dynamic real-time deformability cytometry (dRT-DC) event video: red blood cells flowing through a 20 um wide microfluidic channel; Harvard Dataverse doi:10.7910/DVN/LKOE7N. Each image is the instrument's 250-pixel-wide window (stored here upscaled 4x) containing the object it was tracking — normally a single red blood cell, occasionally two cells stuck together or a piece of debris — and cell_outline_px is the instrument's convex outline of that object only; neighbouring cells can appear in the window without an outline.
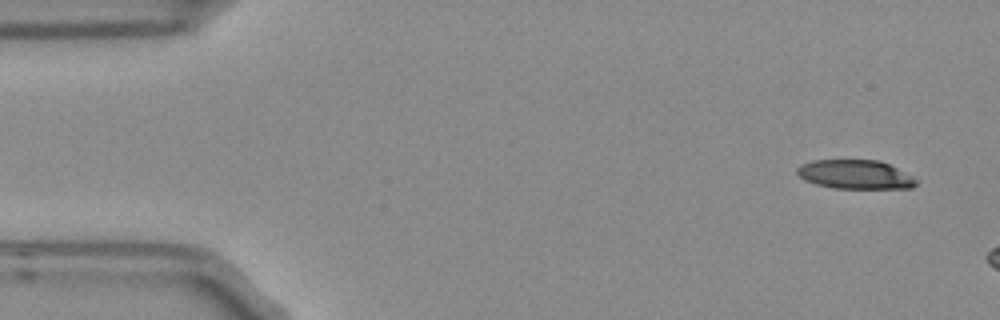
{"species": "Egyptian fruit bat (a non-hibernating species)", "species_latin": "Rousettus aegyptiacus", "temperature_condition": "room temperature", "stored_images_in_passage": 3, "camera_frame_rate_fps": 3000, "um_per_image_px": 0.085, "frame": {"image": 1, "passage_image": 1, "time_ms": 0.0, "image_size_px": [1000, 320], "cell_outline_px": [[916, 184], [912, 188], [832, 188], [816, 184], [804, 180], [796, 172], [796, 168], [800, 164], [812, 160], [880, 160], [912, 176], [916, 180]], "centroid_in_image_um": [72.65, 14.82], "position_along_channel_um": 12.4, "area_um2": 20.06}}